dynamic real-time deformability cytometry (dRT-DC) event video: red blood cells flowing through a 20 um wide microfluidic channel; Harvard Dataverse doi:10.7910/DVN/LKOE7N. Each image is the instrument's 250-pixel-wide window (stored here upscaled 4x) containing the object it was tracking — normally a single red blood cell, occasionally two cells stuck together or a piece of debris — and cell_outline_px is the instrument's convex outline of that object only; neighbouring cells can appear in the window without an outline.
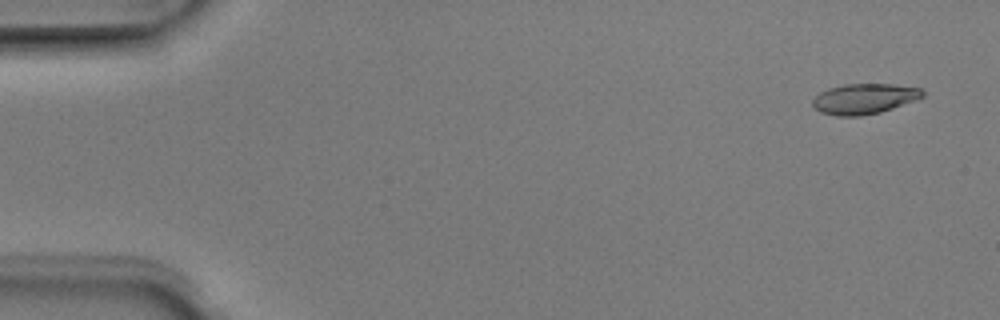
{"species": "Egyptian fruit bat (a non-hibernating species)", "species_latin": "Rousettus aegyptiacus", "temperature_condition": "room temperature", "stored_images_in_passage": 7, "camera_frame_rate_fps": 3000, "um_per_image_px": 0.085, "animal": {"sex": "male"}, "frame": {"image": 1, "passage_image": 1, "time_ms": 0.0, "image_size_px": [1000, 320], "cell_outline_px": [[924, 96], [916, 100], [880, 112], [860, 116], [836, 116], [820, 112], [812, 104], [812, 100], [820, 92], [828, 88], [844, 84], [892, 84], [920, 88], [924, 92]], "centroid_in_image_um": [73.45, 8.39], "position_along_channel_um": 11.6, "area_um2": 19.42}}
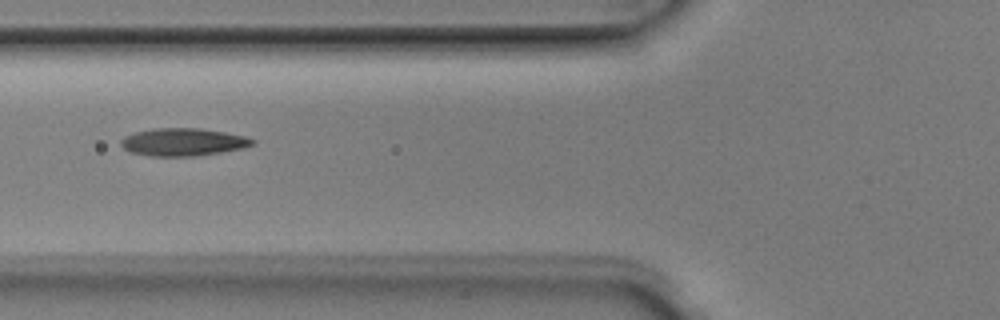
{"frame": {"image": 2, "passage_image": 6, "time_ms": 1.667, "image_size_px": [1000, 320], "cell_outline_px": [[256, 140], [252, 144], [244, 148], [220, 152], [192, 156], [152, 156], [132, 152], [124, 148], [120, 144], [120, 140], [124, 136], [136, 132], [152, 128], [200, 128], [224, 132], [244, 136]], "centroid_in_image_um": [15.54, 12.06], "position_along_channel_um": 110.3, "area_um2": 21.04}}
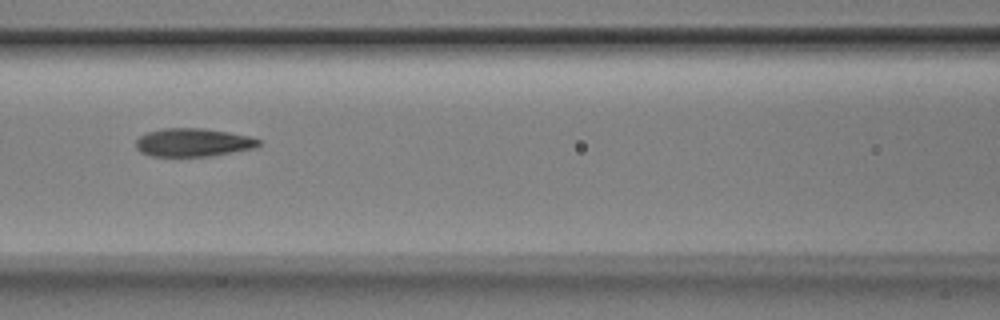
{"frame": {"image": 3, "passage_image": 7, "time_ms": 2.0, "image_size_px": [1000, 320], "cell_outline_px": [[260, 144], [256, 148], [208, 156], [152, 156], [140, 152], [136, 148], [136, 140], [140, 136], [148, 132], [160, 128], [204, 128], [228, 132], [248, 136], [260, 140]], "centroid_in_image_um": [16.39, 12.1], "position_along_channel_um": 150.2, "area_um2": 20.17}}